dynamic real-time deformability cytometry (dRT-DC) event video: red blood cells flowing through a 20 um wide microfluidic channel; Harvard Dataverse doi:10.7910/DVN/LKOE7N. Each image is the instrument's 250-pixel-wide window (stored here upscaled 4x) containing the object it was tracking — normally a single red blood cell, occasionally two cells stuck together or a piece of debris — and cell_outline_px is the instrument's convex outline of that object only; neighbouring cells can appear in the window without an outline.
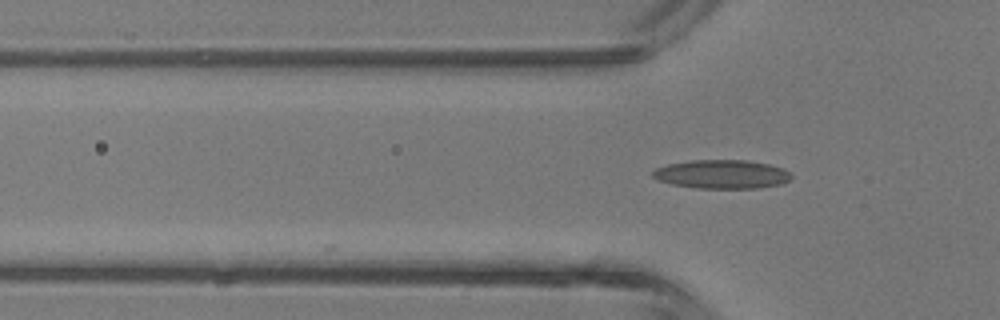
{"species": "common noctule bat (a hibernating species)", "species_latin": "Nyctalus noctula", "temperature_condition": "room temperature", "stored_images_in_passage": 3, "camera_frame_rate_fps": 3000, "um_per_image_px": 0.085, "animal": {"sex": "male", "body_mass_g": 13.3}, "frame": {"image": 1, "passage_image": 3, "time_ms": 3.0, "image_size_px": [1000, 320], "cell_outline_px": [[792, 176], [788, 180], [780, 184], [756, 188], [696, 188], [672, 184], [656, 180], [652, 176], [652, 172], [656, 168], [668, 164], [692, 160], [748, 160], [768, 164], [784, 168]], "centroid_in_image_um": [61.33, 14.8], "position_along_channel_um": 64.5, "area_um2": 23.18}}